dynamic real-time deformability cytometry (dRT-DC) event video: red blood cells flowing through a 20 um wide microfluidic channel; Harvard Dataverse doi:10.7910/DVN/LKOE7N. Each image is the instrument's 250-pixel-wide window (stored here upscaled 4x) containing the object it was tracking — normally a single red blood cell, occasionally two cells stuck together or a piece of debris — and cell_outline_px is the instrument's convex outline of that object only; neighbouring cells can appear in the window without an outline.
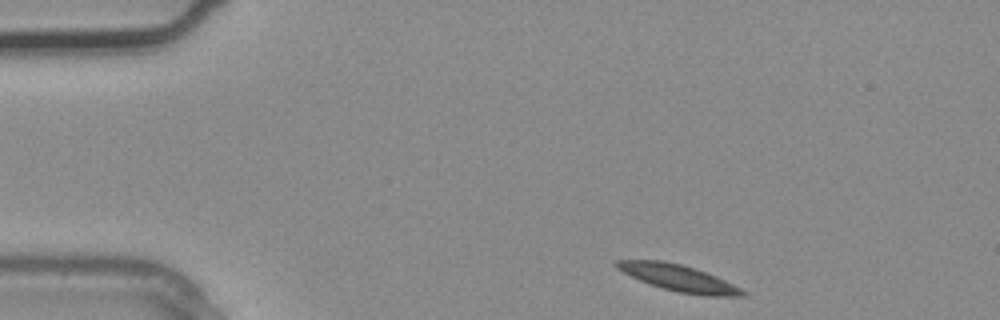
{"species": "common noctule bat (a hibernating species)", "species_latin": "Nyctalus noctula", "temperature_condition": "warm", "stored_images_in_passage": 2, "camera_frame_rate_fps": 3000, "um_per_image_px": 0.085, "animal": {"sex": "male", "body_mass_g": 20.4}, "frame": {"image": 1, "passage_image": 1, "time_ms": 0.0, "image_size_px": [1000, 320], "cell_outline_px": [[748, 296], [708, 296], [676, 292], [640, 280], [616, 268], [612, 264], [612, 260], [664, 260], [680, 264], [716, 276], [748, 292]], "centroid_in_image_um": [57.67, 23.62], "position_along_channel_um": 27.3, "area_um2": 19.25}}